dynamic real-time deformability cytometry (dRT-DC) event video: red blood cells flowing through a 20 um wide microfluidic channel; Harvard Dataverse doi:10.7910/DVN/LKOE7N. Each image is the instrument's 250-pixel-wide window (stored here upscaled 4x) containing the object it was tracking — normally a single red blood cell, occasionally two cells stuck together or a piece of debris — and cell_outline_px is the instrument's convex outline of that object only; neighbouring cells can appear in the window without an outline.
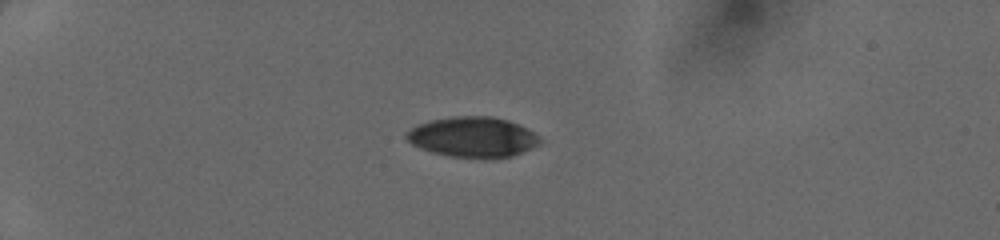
{"species": "human", "species_latin": "Homo sapiens", "temperature_condition": "cold", "stored_images_in_passage": 36, "camera_frame_rate_fps": 3000, "um_per_image_px": 0.085, "donor": {"sex": "female"}, "frame": {"image": 1, "passage_image": 1, "time_ms": 0.0, "image_size_px": [1000, 240], "cell_outline_px": [[540, 144], [524, 152], [512, 156], [492, 160], [484, 160], [448, 156], [432, 152], [420, 148], [412, 144], [404, 136], [412, 128], [420, 124], [432, 120], [460, 116], [488, 116], [508, 120], [532, 132], [540, 140]], "centroid_in_image_um": [40.2, 11.69], "position_along_channel_um": 44.8, "area_um2": 31.39}}
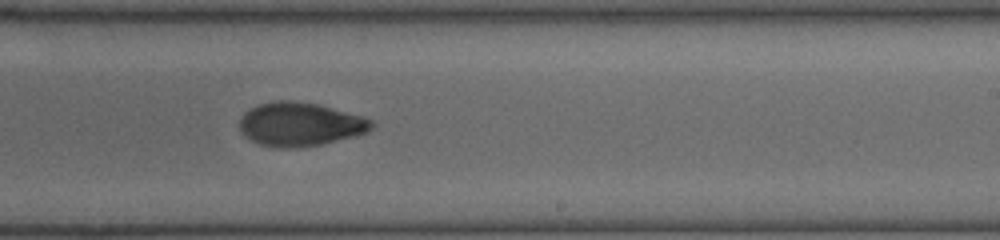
{"frame": {"image": 2, "passage_image": 20, "time_ms": 6.333, "image_size_px": [1000, 240], "cell_outline_px": [[376, 124], [368, 132], [356, 136], [320, 144], [292, 148], [280, 148], [260, 144], [244, 136], [240, 132], [240, 120], [244, 112], [260, 104], [276, 100], [288, 100], [316, 104], [364, 116], [372, 120]], "centroid_in_image_um": [25.53, 10.56], "position_along_channel_um": 263.5, "area_um2": 33.52}}
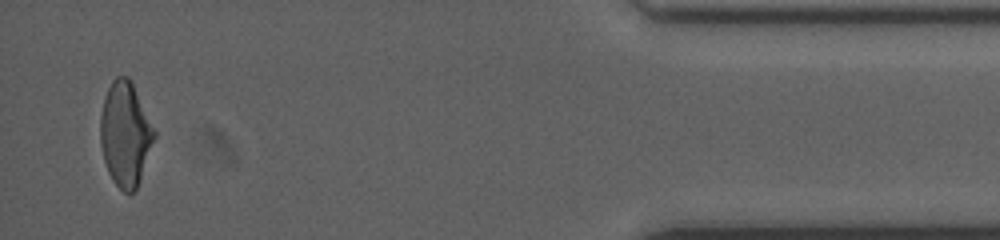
{"frame": {"image": 3, "passage_image": 35, "time_ms": 11.333, "image_size_px": [1000, 240], "cell_outline_px": [[156, 136], [136, 188], [132, 192], [124, 192], [112, 180], [108, 172], [104, 160], [100, 144], [100, 116], [104, 96], [112, 80], [116, 76], [128, 76], [156, 132]], "centroid_in_image_um": [10.62, 11.38], "position_along_channel_um": 424.6, "area_um2": 32.37}}